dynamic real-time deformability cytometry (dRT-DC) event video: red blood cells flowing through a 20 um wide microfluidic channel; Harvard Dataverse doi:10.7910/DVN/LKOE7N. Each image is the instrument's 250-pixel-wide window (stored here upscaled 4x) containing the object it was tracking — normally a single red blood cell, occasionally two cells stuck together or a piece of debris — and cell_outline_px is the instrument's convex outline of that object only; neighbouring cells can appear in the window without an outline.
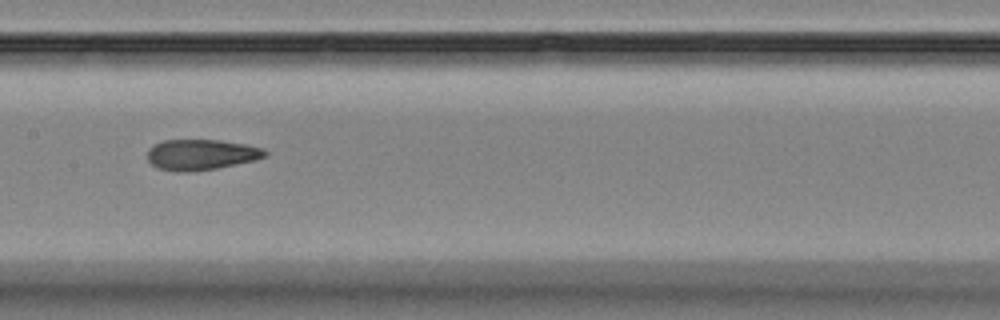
{"species": "Egyptian fruit bat (a non-hibernating species)", "species_latin": "Rousettus aegyptiacus", "temperature_condition": "room temperature", "stored_images_in_passage": 8, "camera_frame_rate_fps": 3000, "um_per_image_px": 0.085, "animal": {"sex": "female"}, "frame": {"image": 1, "passage_image": 8, "time_ms": 9.0, "image_size_px": [1000, 320], "cell_outline_px": [[268, 156], [256, 160], [216, 168], [188, 172], [176, 172], [156, 168], [148, 160], [148, 148], [164, 140], [220, 140], [244, 144], [264, 148], [268, 152]], "centroid_in_image_um": [17.11, 13.15], "position_along_channel_um": 190.3, "area_um2": 21.1}}